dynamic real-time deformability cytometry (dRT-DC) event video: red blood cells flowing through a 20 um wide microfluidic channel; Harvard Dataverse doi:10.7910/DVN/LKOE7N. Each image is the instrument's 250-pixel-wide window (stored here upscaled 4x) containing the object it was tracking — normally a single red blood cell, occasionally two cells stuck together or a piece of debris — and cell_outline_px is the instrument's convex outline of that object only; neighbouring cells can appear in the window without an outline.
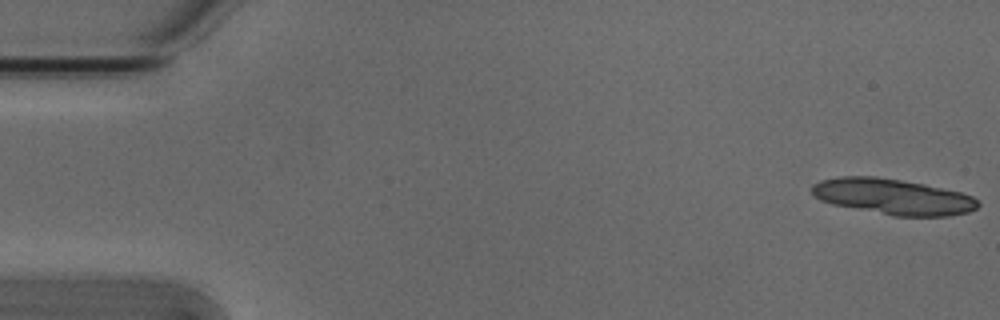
{"species": "Egyptian fruit bat (a non-hibernating species)", "species_latin": "Rousettus aegyptiacus", "temperature_condition": "cold", "stored_images_in_passage": 15, "camera_frame_rate_fps": 3000, "um_per_image_px": 0.085, "animal": {"sex": "male"}, "frame": {"image": 1, "passage_image": 1, "time_ms": 0.0, "image_size_px": [1000, 320], "cell_outline_px": [[980, 204], [976, 208], [968, 212], [948, 216], [892, 216], [832, 204], [820, 200], [812, 192], [812, 184], [820, 180], [840, 176], [876, 176], [924, 184], [960, 192], [972, 196]], "centroid_in_image_um": [75.87, 16.71], "position_along_channel_um": 9.1, "area_um2": 34.56}}